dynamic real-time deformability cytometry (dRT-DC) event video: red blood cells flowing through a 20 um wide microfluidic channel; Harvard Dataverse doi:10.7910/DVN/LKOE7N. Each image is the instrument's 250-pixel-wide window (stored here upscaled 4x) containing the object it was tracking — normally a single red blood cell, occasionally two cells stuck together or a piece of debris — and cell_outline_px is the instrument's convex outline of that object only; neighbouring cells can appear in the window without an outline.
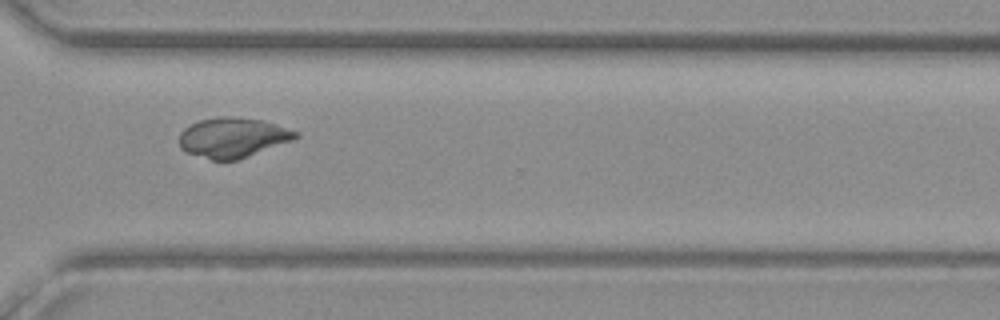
{"species": "common noctule bat (a hibernating species)", "species_latin": "Nyctalus noctula", "temperature_condition": "warm", "stored_images_in_passage": 14, "camera_frame_rate_fps": 3000, "um_per_image_px": 0.085, "animal": {"sex": "female", "body_mass_g": 19.3, "forearm_length_mm": 54.1}, "frame": {"image": 1, "passage_image": 10, "time_ms": 11.667, "image_size_px": [1000, 320], "cell_outline_px": [[300, 136], [292, 140], [236, 160], [212, 160], [184, 152], [180, 148], [180, 132], [184, 128], [200, 120], [224, 116], [228, 116], [264, 120], [300, 132]], "centroid_in_image_um": [19.78, 11.69], "position_along_channel_um": 350.8, "area_um2": 26.93}}